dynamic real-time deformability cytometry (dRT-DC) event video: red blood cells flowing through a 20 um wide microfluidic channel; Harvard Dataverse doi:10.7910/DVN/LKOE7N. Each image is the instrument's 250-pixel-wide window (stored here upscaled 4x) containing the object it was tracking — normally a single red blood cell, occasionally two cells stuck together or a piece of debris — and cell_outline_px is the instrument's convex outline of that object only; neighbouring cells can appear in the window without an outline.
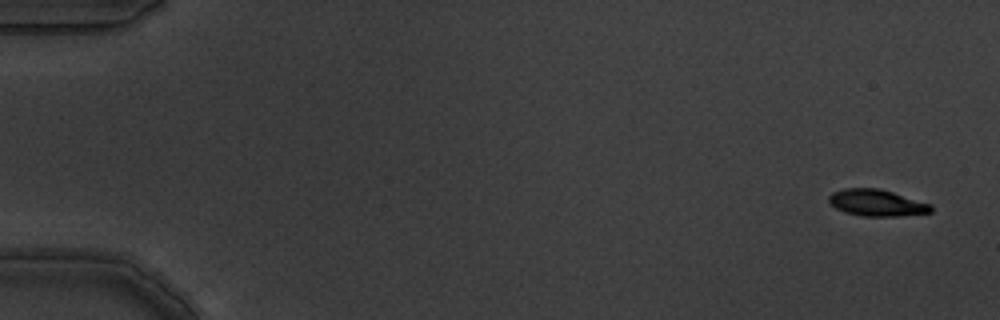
{"species": "common noctule bat (a hibernating species)", "species_latin": "Nyctalus noctula", "temperature_condition": "warm", "stored_images_in_passage": 8, "camera_frame_rate_fps": 3000, "um_per_image_px": 0.085, "animal": {"sex": "male", "body_mass_g": 19.5, "forearm_length_mm": 54.6}, "frame": {"image": 1, "passage_image": 1, "time_ms": 0.0, "image_size_px": [1000, 320], "cell_outline_px": [[932, 212], [900, 216], [864, 216], [844, 212], [836, 208], [828, 200], [828, 196], [832, 192], [844, 188], [880, 188], [932, 204]], "centroid_in_image_um": [74.53, 17.23], "position_along_channel_um": 10.5, "area_um2": 15.9}}
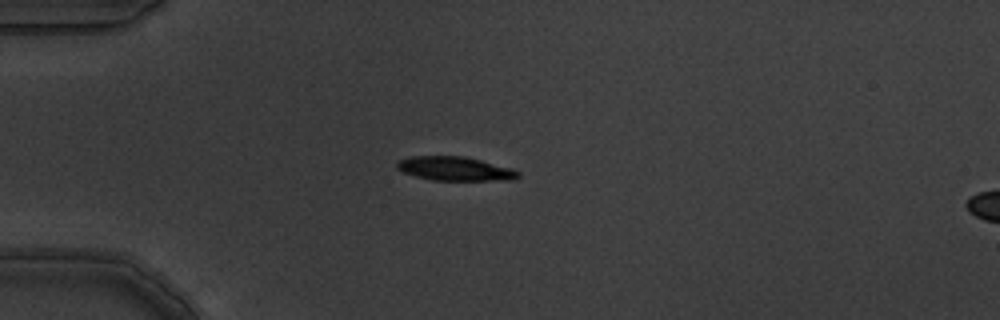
{"frame": {"image": 2, "passage_image": 5, "time_ms": 1.333, "image_size_px": [1000, 320], "cell_outline_px": [[520, 176], [512, 180], [432, 180], [416, 176], [404, 172], [396, 168], [396, 160], [408, 156], [464, 156], [512, 168], [520, 172]], "centroid_in_image_um": [38.65, 14.33], "position_along_channel_um": 46.3, "area_um2": 16.99}}
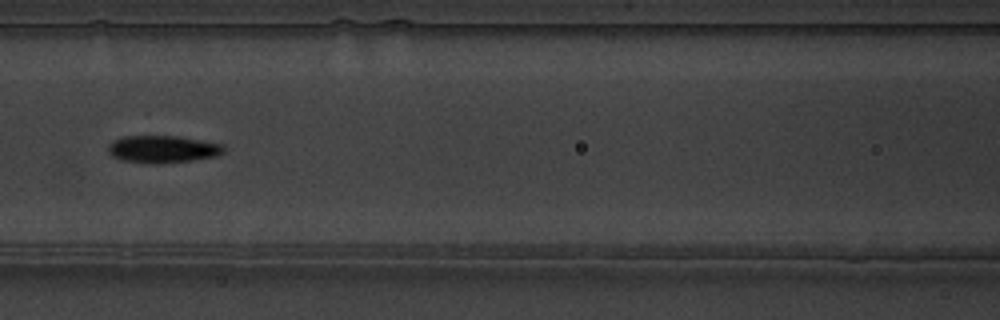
{"frame": {"image": 3, "passage_image": 8, "time_ms": 2.333, "image_size_px": [1000, 320], "cell_outline_px": [[224, 152], [216, 156], [192, 160], [156, 164], [148, 164], [124, 160], [112, 156], [108, 152], [108, 144], [112, 140], [124, 136], [180, 136], [224, 144]], "centroid_in_image_um": [13.82, 12.67], "position_along_channel_um": 152.8, "area_um2": 18.55}}